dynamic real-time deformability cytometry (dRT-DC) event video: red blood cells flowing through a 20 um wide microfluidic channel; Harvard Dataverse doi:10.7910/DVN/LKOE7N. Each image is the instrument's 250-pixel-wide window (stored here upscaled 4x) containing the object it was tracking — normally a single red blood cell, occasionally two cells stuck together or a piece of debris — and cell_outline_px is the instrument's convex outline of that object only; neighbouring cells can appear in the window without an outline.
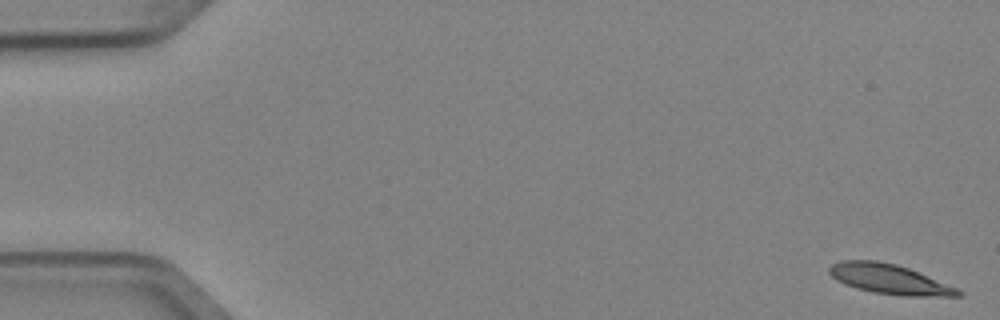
{"species": "Egyptian fruit bat (a non-hibernating species)", "species_latin": "Rousettus aegyptiacus", "temperature_condition": "cold", "stored_images_in_passage": 4, "camera_frame_rate_fps": 3000, "um_per_image_px": 0.085, "animal": {"sex": "female"}, "frame": {"image": 1, "passage_image": 1, "time_ms": 0.0, "image_size_px": [1000, 320], "cell_outline_px": [[964, 296], [904, 296], [872, 292], [856, 288], [844, 284], [836, 280], [828, 272], [828, 268], [832, 264], [840, 260], [876, 260], [896, 264], [908, 268], [960, 288], [964, 292]], "centroid_in_image_um": [75.63, 23.73], "position_along_channel_um": 9.4, "area_um2": 22.66}}
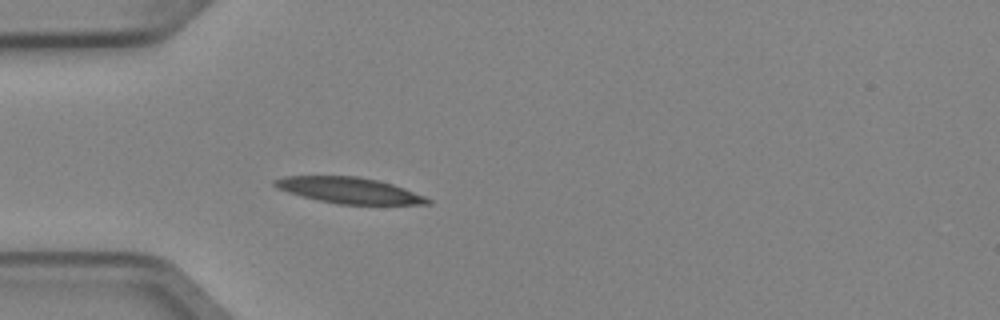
{"frame": {"image": 2, "passage_image": 4, "time_ms": 1.0, "image_size_px": [1000, 320], "cell_outline_px": [[432, 204], [336, 204], [288, 192], [276, 188], [272, 184], [272, 180], [284, 176], [356, 176], [376, 180], [392, 184], [404, 188], [424, 196], [432, 200]], "centroid_in_image_um": [29.66, 16.17], "position_along_channel_um": 55.3, "area_um2": 22.95}}